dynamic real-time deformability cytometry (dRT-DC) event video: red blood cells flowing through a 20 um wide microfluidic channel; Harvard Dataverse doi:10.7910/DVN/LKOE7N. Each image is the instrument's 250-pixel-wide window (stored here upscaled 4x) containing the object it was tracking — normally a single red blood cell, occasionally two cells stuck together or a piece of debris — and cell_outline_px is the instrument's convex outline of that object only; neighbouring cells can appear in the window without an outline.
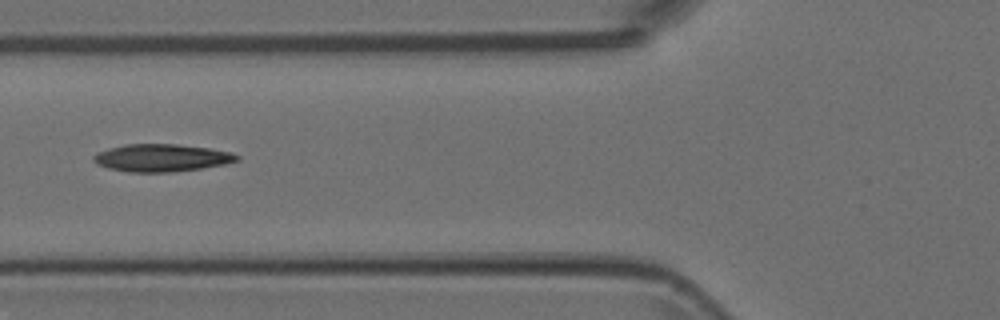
{"species": "Egyptian fruit bat (a non-hibernating species)", "species_latin": "Rousettus aegyptiacus", "temperature_condition": "room temperature", "stored_images_in_passage": 5, "camera_frame_rate_fps": 3000, "um_per_image_px": 0.085, "animal": {"sex": "female"}, "frame": {"image": 1, "passage_image": 4, "time_ms": 1.0, "image_size_px": [1000, 320], "cell_outline_px": [[240, 160], [224, 164], [200, 168], [172, 172], [128, 172], [108, 168], [96, 164], [92, 160], [92, 156], [96, 152], [108, 148], [124, 144], [176, 144], [208, 148], [232, 152], [240, 156]], "centroid_in_image_um": [13.7, 13.41], "position_along_channel_um": 112.1, "area_um2": 23.12}}
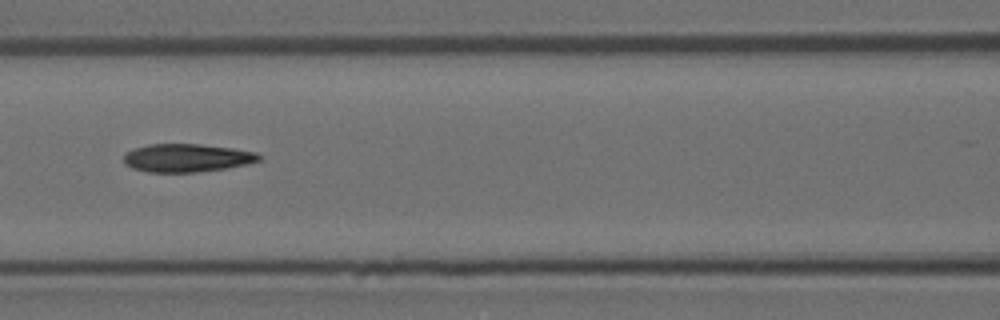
{"frame": {"image": 2, "passage_image": 5, "time_ms": 1.333, "image_size_px": [1000, 320], "cell_outline_px": [[260, 160], [248, 164], [228, 168], [196, 172], [148, 172], [132, 168], [124, 164], [124, 156], [128, 152], [136, 148], [148, 144], [200, 144], [232, 148], [256, 152], [260, 156]], "centroid_in_image_um": [15.89, 13.42], "position_along_channel_um": 150.7, "area_um2": 22.14}}